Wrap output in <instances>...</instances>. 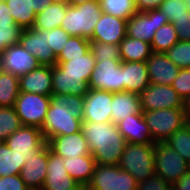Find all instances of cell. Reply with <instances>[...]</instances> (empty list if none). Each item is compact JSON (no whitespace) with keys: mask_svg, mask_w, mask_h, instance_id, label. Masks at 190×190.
Returning <instances> with one entry per match:
<instances>
[{"mask_svg":"<svg viewBox=\"0 0 190 190\" xmlns=\"http://www.w3.org/2000/svg\"><path fill=\"white\" fill-rule=\"evenodd\" d=\"M83 112L84 96L52 95L45 121L40 128L45 140L81 131Z\"/></svg>","mask_w":190,"mask_h":190,"instance_id":"cell-1","label":"cell"},{"mask_svg":"<svg viewBox=\"0 0 190 190\" xmlns=\"http://www.w3.org/2000/svg\"><path fill=\"white\" fill-rule=\"evenodd\" d=\"M81 131L97 164H119L127 140L119 132L117 124L82 121Z\"/></svg>","mask_w":190,"mask_h":190,"instance_id":"cell-2","label":"cell"},{"mask_svg":"<svg viewBox=\"0 0 190 190\" xmlns=\"http://www.w3.org/2000/svg\"><path fill=\"white\" fill-rule=\"evenodd\" d=\"M101 14L99 0H91L76 6L68 5L61 28L70 36L90 39Z\"/></svg>","mask_w":190,"mask_h":190,"instance_id":"cell-3","label":"cell"},{"mask_svg":"<svg viewBox=\"0 0 190 190\" xmlns=\"http://www.w3.org/2000/svg\"><path fill=\"white\" fill-rule=\"evenodd\" d=\"M118 165L129 172L138 184L144 182L155 175L154 144L127 143Z\"/></svg>","mask_w":190,"mask_h":190,"instance_id":"cell-4","label":"cell"},{"mask_svg":"<svg viewBox=\"0 0 190 190\" xmlns=\"http://www.w3.org/2000/svg\"><path fill=\"white\" fill-rule=\"evenodd\" d=\"M154 143L163 142L185 123L183 108H166L143 112Z\"/></svg>","mask_w":190,"mask_h":190,"instance_id":"cell-5","label":"cell"},{"mask_svg":"<svg viewBox=\"0 0 190 190\" xmlns=\"http://www.w3.org/2000/svg\"><path fill=\"white\" fill-rule=\"evenodd\" d=\"M87 187L90 190H137L138 183L119 165L97 164Z\"/></svg>","mask_w":190,"mask_h":190,"instance_id":"cell-6","label":"cell"},{"mask_svg":"<svg viewBox=\"0 0 190 190\" xmlns=\"http://www.w3.org/2000/svg\"><path fill=\"white\" fill-rule=\"evenodd\" d=\"M51 96L19 92L14 108L22 125L41 128L48 111Z\"/></svg>","mask_w":190,"mask_h":190,"instance_id":"cell-7","label":"cell"},{"mask_svg":"<svg viewBox=\"0 0 190 190\" xmlns=\"http://www.w3.org/2000/svg\"><path fill=\"white\" fill-rule=\"evenodd\" d=\"M155 175L172 185L187 173L188 162L163 142L154 144Z\"/></svg>","mask_w":190,"mask_h":190,"instance_id":"cell-8","label":"cell"},{"mask_svg":"<svg viewBox=\"0 0 190 190\" xmlns=\"http://www.w3.org/2000/svg\"><path fill=\"white\" fill-rule=\"evenodd\" d=\"M121 60H102L96 62L88 88L108 92H123V68Z\"/></svg>","mask_w":190,"mask_h":190,"instance_id":"cell-9","label":"cell"},{"mask_svg":"<svg viewBox=\"0 0 190 190\" xmlns=\"http://www.w3.org/2000/svg\"><path fill=\"white\" fill-rule=\"evenodd\" d=\"M167 23H169L167 15L159 9L137 12L127 20L126 36L151 44L155 32Z\"/></svg>","mask_w":190,"mask_h":190,"instance_id":"cell-10","label":"cell"},{"mask_svg":"<svg viewBox=\"0 0 190 190\" xmlns=\"http://www.w3.org/2000/svg\"><path fill=\"white\" fill-rule=\"evenodd\" d=\"M142 112L166 109L183 108V99L171 85L149 84L139 94Z\"/></svg>","mask_w":190,"mask_h":190,"instance_id":"cell-11","label":"cell"},{"mask_svg":"<svg viewBox=\"0 0 190 190\" xmlns=\"http://www.w3.org/2000/svg\"><path fill=\"white\" fill-rule=\"evenodd\" d=\"M20 156L35 155L47 142L39 127L22 125L4 141Z\"/></svg>","mask_w":190,"mask_h":190,"instance_id":"cell-12","label":"cell"},{"mask_svg":"<svg viewBox=\"0 0 190 190\" xmlns=\"http://www.w3.org/2000/svg\"><path fill=\"white\" fill-rule=\"evenodd\" d=\"M19 43L35 56L40 65L54 66L57 64V56L46 41V30H39L33 27L23 29Z\"/></svg>","mask_w":190,"mask_h":190,"instance_id":"cell-13","label":"cell"},{"mask_svg":"<svg viewBox=\"0 0 190 190\" xmlns=\"http://www.w3.org/2000/svg\"><path fill=\"white\" fill-rule=\"evenodd\" d=\"M112 92L89 89L84 96L83 120L89 122H112Z\"/></svg>","mask_w":190,"mask_h":190,"instance_id":"cell-14","label":"cell"},{"mask_svg":"<svg viewBox=\"0 0 190 190\" xmlns=\"http://www.w3.org/2000/svg\"><path fill=\"white\" fill-rule=\"evenodd\" d=\"M64 158L48 147V168L42 190H76L81 186L67 172Z\"/></svg>","mask_w":190,"mask_h":190,"instance_id":"cell-15","label":"cell"},{"mask_svg":"<svg viewBox=\"0 0 190 190\" xmlns=\"http://www.w3.org/2000/svg\"><path fill=\"white\" fill-rule=\"evenodd\" d=\"M48 168V145L47 143L30 157L20 171V177L29 190H42Z\"/></svg>","mask_w":190,"mask_h":190,"instance_id":"cell-16","label":"cell"},{"mask_svg":"<svg viewBox=\"0 0 190 190\" xmlns=\"http://www.w3.org/2000/svg\"><path fill=\"white\" fill-rule=\"evenodd\" d=\"M127 20L103 13L96 24L90 41L120 44L126 37Z\"/></svg>","mask_w":190,"mask_h":190,"instance_id":"cell-17","label":"cell"},{"mask_svg":"<svg viewBox=\"0 0 190 190\" xmlns=\"http://www.w3.org/2000/svg\"><path fill=\"white\" fill-rule=\"evenodd\" d=\"M46 142L52 152L63 158L70 159L91 154L82 131L51 137Z\"/></svg>","mask_w":190,"mask_h":190,"instance_id":"cell-18","label":"cell"},{"mask_svg":"<svg viewBox=\"0 0 190 190\" xmlns=\"http://www.w3.org/2000/svg\"><path fill=\"white\" fill-rule=\"evenodd\" d=\"M146 65L151 84L172 85L180 70L163 52H153Z\"/></svg>","mask_w":190,"mask_h":190,"instance_id":"cell-19","label":"cell"},{"mask_svg":"<svg viewBox=\"0 0 190 190\" xmlns=\"http://www.w3.org/2000/svg\"><path fill=\"white\" fill-rule=\"evenodd\" d=\"M4 71L21 76L40 66L34 55L29 53L20 43L7 48L3 54Z\"/></svg>","mask_w":190,"mask_h":190,"instance_id":"cell-20","label":"cell"},{"mask_svg":"<svg viewBox=\"0 0 190 190\" xmlns=\"http://www.w3.org/2000/svg\"><path fill=\"white\" fill-rule=\"evenodd\" d=\"M19 91L52 96V66L40 65L19 76Z\"/></svg>","mask_w":190,"mask_h":190,"instance_id":"cell-21","label":"cell"},{"mask_svg":"<svg viewBox=\"0 0 190 190\" xmlns=\"http://www.w3.org/2000/svg\"><path fill=\"white\" fill-rule=\"evenodd\" d=\"M119 132L133 144H155L143 114H132L117 123Z\"/></svg>","mask_w":190,"mask_h":190,"instance_id":"cell-22","label":"cell"},{"mask_svg":"<svg viewBox=\"0 0 190 190\" xmlns=\"http://www.w3.org/2000/svg\"><path fill=\"white\" fill-rule=\"evenodd\" d=\"M123 92L140 94L150 84L146 62H121Z\"/></svg>","mask_w":190,"mask_h":190,"instance_id":"cell-23","label":"cell"},{"mask_svg":"<svg viewBox=\"0 0 190 190\" xmlns=\"http://www.w3.org/2000/svg\"><path fill=\"white\" fill-rule=\"evenodd\" d=\"M111 118L114 124L127 119L132 114H143L139 94L132 92H112Z\"/></svg>","mask_w":190,"mask_h":190,"instance_id":"cell-24","label":"cell"},{"mask_svg":"<svg viewBox=\"0 0 190 190\" xmlns=\"http://www.w3.org/2000/svg\"><path fill=\"white\" fill-rule=\"evenodd\" d=\"M88 90V82L83 77L61 76V69L52 66V95L85 96Z\"/></svg>","mask_w":190,"mask_h":190,"instance_id":"cell-25","label":"cell"},{"mask_svg":"<svg viewBox=\"0 0 190 190\" xmlns=\"http://www.w3.org/2000/svg\"><path fill=\"white\" fill-rule=\"evenodd\" d=\"M56 65L61 69V76L83 77L88 82L96 61L89 50L81 57L57 58Z\"/></svg>","mask_w":190,"mask_h":190,"instance_id":"cell-26","label":"cell"},{"mask_svg":"<svg viewBox=\"0 0 190 190\" xmlns=\"http://www.w3.org/2000/svg\"><path fill=\"white\" fill-rule=\"evenodd\" d=\"M64 162L68 174L81 186H87L97 165L94 157L89 154L70 159L64 158Z\"/></svg>","mask_w":190,"mask_h":190,"instance_id":"cell-27","label":"cell"},{"mask_svg":"<svg viewBox=\"0 0 190 190\" xmlns=\"http://www.w3.org/2000/svg\"><path fill=\"white\" fill-rule=\"evenodd\" d=\"M122 62H146L151 56V44L126 36L119 44Z\"/></svg>","mask_w":190,"mask_h":190,"instance_id":"cell-28","label":"cell"},{"mask_svg":"<svg viewBox=\"0 0 190 190\" xmlns=\"http://www.w3.org/2000/svg\"><path fill=\"white\" fill-rule=\"evenodd\" d=\"M69 4H48L41 13L36 14L33 28L39 30H51L61 27Z\"/></svg>","mask_w":190,"mask_h":190,"instance_id":"cell-29","label":"cell"},{"mask_svg":"<svg viewBox=\"0 0 190 190\" xmlns=\"http://www.w3.org/2000/svg\"><path fill=\"white\" fill-rule=\"evenodd\" d=\"M30 157L33 156H20L3 141L0 145V177L19 175Z\"/></svg>","mask_w":190,"mask_h":190,"instance_id":"cell-30","label":"cell"},{"mask_svg":"<svg viewBox=\"0 0 190 190\" xmlns=\"http://www.w3.org/2000/svg\"><path fill=\"white\" fill-rule=\"evenodd\" d=\"M11 17L23 29L32 28L35 24L36 12L30 0H5Z\"/></svg>","mask_w":190,"mask_h":190,"instance_id":"cell-31","label":"cell"},{"mask_svg":"<svg viewBox=\"0 0 190 190\" xmlns=\"http://www.w3.org/2000/svg\"><path fill=\"white\" fill-rule=\"evenodd\" d=\"M19 92V76L5 71L0 74V107H14Z\"/></svg>","mask_w":190,"mask_h":190,"instance_id":"cell-32","label":"cell"},{"mask_svg":"<svg viewBox=\"0 0 190 190\" xmlns=\"http://www.w3.org/2000/svg\"><path fill=\"white\" fill-rule=\"evenodd\" d=\"M103 13L128 20L137 13L134 0H99Z\"/></svg>","mask_w":190,"mask_h":190,"instance_id":"cell-33","label":"cell"},{"mask_svg":"<svg viewBox=\"0 0 190 190\" xmlns=\"http://www.w3.org/2000/svg\"><path fill=\"white\" fill-rule=\"evenodd\" d=\"M178 41L176 29L173 24H164L154 34V38L151 42L152 52L165 53Z\"/></svg>","mask_w":190,"mask_h":190,"instance_id":"cell-34","label":"cell"},{"mask_svg":"<svg viewBox=\"0 0 190 190\" xmlns=\"http://www.w3.org/2000/svg\"><path fill=\"white\" fill-rule=\"evenodd\" d=\"M163 143L176 151L187 162L190 161V131L185 126L176 130Z\"/></svg>","mask_w":190,"mask_h":190,"instance_id":"cell-35","label":"cell"},{"mask_svg":"<svg viewBox=\"0 0 190 190\" xmlns=\"http://www.w3.org/2000/svg\"><path fill=\"white\" fill-rule=\"evenodd\" d=\"M22 126L14 107H0V140L5 139Z\"/></svg>","mask_w":190,"mask_h":190,"instance_id":"cell-36","label":"cell"},{"mask_svg":"<svg viewBox=\"0 0 190 190\" xmlns=\"http://www.w3.org/2000/svg\"><path fill=\"white\" fill-rule=\"evenodd\" d=\"M165 54L180 69L190 68V41H178Z\"/></svg>","mask_w":190,"mask_h":190,"instance_id":"cell-37","label":"cell"},{"mask_svg":"<svg viewBox=\"0 0 190 190\" xmlns=\"http://www.w3.org/2000/svg\"><path fill=\"white\" fill-rule=\"evenodd\" d=\"M90 50V40L84 37L71 36L57 58H76Z\"/></svg>","mask_w":190,"mask_h":190,"instance_id":"cell-38","label":"cell"},{"mask_svg":"<svg viewBox=\"0 0 190 190\" xmlns=\"http://www.w3.org/2000/svg\"><path fill=\"white\" fill-rule=\"evenodd\" d=\"M90 51L96 62L102 60H121L119 44L90 41Z\"/></svg>","mask_w":190,"mask_h":190,"instance_id":"cell-39","label":"cell"},{"mask_svg":"<svg viewBox=\"0 0 190 190\" xmlns=\"http://www.w3.org/2000/svg\"><path fill=\"white\" fill-rule=\"evenodd\" d=\"M158 9L167 15L169 23L177 19L190 18V13L187 11L186 2L184 0H164Z\"/></svg>","mask_w":190,"mask_h":190,"instance_id":"cell-40","label":"cell"},{"mask_svg":"<svg viewBox=\"0 0 190 190\" xmlns=\"http://www.w3.org/2000/svg\"><path fill=\"white\" fill-rule=\"evenodd\" d=\"M21 31L18 24L0 25V54L3 55L7 48L19 43Z\"/></svg>","mask_w":190,"mask_h":190,"instance_id":"cell-41","label":"cell"},{"mask_svg":"<svg viewBox=\"0 0 190 190\" xmlns=\"http://www.w3.org/2000/svg\"><path fill=\"white\" fill-rule=\"evenodd\" d=\"M70 37L61 27L46 30V41L56 56L63 50Z\"/></svg>","mask_w":190,"mask_h":190,"instance_id":"cell-42","label":"cell"},{"mask_svg":"<svg viewBox=\"0 0 190 190\" xmlns=\"http://www.w3.org/2000/svg\"><path fill=\"white\" fill-rule=\"evenodd\" d=\"M171 86L185 99L190 94V68L180 69Z\"/></svg>","mask_w":190,"mask_h":190,"instance_id":"cell-43","label":"cell"},{"mask_svg":"<svg viewBox=\"0 0 190 190\" xmlns=\"http://www.w3.org/2000/svg\"><path fill=\"white\" fill-rule=\"evenodd\" d=\"M137 190H172V187L160 176L153 175L144 182L139 183Z\"/></svg>","mask_w":190,"mask_h":190,"instance_id":"cell-44","label":"cell"},{"mask_svg":"<svg viewBox=\"0 0 190 190\" xmlns=\"http://www.w3.org/2000/svg\"><path fill=\"white\" fill-rule=\"evenodd\" d=\"M0 190H29L20 175L0 177Z\"/></svg>","mask_w":190,"mask_h":190,"instance_id":"cell-45","label":"cell"},{"mask_svg":"<svg viewBox=\"0 0 190 190\" xmlns=\"http://www.w3.org/2000/svg\"><path fill=\"white\" fill-rule=\"evenodd\" d=\"M176 29L177 37L179 41H190V18L182 20H174L172 22Z\"/></svg>","mask_w":190,"mask_h":190,"instance_id":"cell-46","label":"cell"},{"mask_svg":"<svg viewBox=\"0 0 190 190\" xmlns=\"http://www.w3.org/2000/svg\"><path fill=\"white\" fill-rule=\"evenodd\" d=\"M164 0H134L137 12L156 10Z\"/></svg>","mask_w":190,"mask_h":190,"instance_id":"cell-47","label":"cell"},{"mask_svg":"<svg viewBox=\"0 0 190 190\" xmlns=\"http://www.w3.org/2000/svg\"><path fill=\"white\" fill-rule=\"evenodd\" d=\"M3 24H17L11 17L9 8L5 0H0V25Z\"/></svg>","mask_w":190,"mask_h":190,"instance_id":"cell-48","label":"cell"},{"mask_svg":"<svg viewBox=\"0 0 190 190\" xmlns=\"http://www.w3.org/2000/svg\"><path fill=\"white\" fill-rule=\"evenodd\" d=\"M30 2L36 14L41 13L51 3L50 0H30Z\"/></svg>","mask_w":190,"mask_h":190,"instance_id":"cell-49","label":"cell"},{"mask_svg":"<svg viewBox=\"0 0 190 190\" xmlns=\"http://www.w3.org/2000/svg\"><path fill=\"white\" fill-rule=\"evenodd\" d=\"M183 111L185 115L190 114V94L183 99Z\"/></svg>","mask_w":190,"mask_h":190,"instance_id":"cell-50","label":"cell"},{"mask_svg":"<svg viewBox=\"0 0 190 190\" xmlns=\"http://www.w3.org/2000/svg\"><path fill=\"white\" fill-rule=\"evenodd\" d=\"M88 1H91V0H68V4L70 6H76V5L83 4Z\"/></svg>","mask_w":190,"mask_h":190,"instance_id":"cell-51","label":"cell"},{"mask_svg":"<svg viewBox=\"0 0 190 190\" xmlns=\"http://www.w3.org/2000/svg\"><path fill=\"white\" fill-rule=\"evenodd\" d=\"M184 126L190 131V114L185 115V123Z\"/></svg>","mask_w":190,"mask_h":190,"instance_id":"cell-52","label":"cell"},{"mask_svg":"<svg viewBox=\"0 0 190 190\" xmlns=\"http://www.w3.org/2000/svg\"><path fill=\"white\" fill-rule=\"evenodd\" d=\"M4 57L2 54H0V74L4 72Z\"/></svg>","mask_w":190,"mask_h":190,"instance_id":"cell-53","label":"cell"},{"mask_svg":"<svg viewBox=\"0 0 190 190\" xmlns=\"http://www.w3.org/2000/svg\"><path fill=\"white\" fill-rule=\"evenodd\" d=\"M51 3L68 4V0H50Z\"/></svg>","mask_w":190,"mask_h":190,"instance_id":"cell-54","label":"cell"},{"mask_svg":"<svg viewBox=\"0 0 190 190\" xmlns=\"http://www.w3.org/2000/svg\"><path fill=\"white\" fill-rule=\"evenodd\" d=\"M186 2L187 11L190 13V0H184Z\"/></svg>","mask_w":190,"mask_h":190,"instance_id":"cell-55","label":"cell"},{"mask_svg":"<svg viewBox=\"0 0 190 190\" xmlns=\"http://www.w3.org/2000/svg\"><path fill=\"white\" fill-rule=\"evenodd\" d=\"M76 190H90L87 186H79Z\"/></svg>","mask_w":190,"mask_h":190,"instance_id":"cell-56","label":"cell"},{"mask_svg":"<svg viewBox=\"0 0 190 190\" xmlns=\"http://www.w3.org/2000/svg\"><path fill=\"white\" fill-rule=\"evenodd\" d=\"M187 172H190V161L187 164Z\"/></svg>","mask_w":190,"mask_h":190,"instance_id":"cell-57","label":"cell"}]
</instances>
